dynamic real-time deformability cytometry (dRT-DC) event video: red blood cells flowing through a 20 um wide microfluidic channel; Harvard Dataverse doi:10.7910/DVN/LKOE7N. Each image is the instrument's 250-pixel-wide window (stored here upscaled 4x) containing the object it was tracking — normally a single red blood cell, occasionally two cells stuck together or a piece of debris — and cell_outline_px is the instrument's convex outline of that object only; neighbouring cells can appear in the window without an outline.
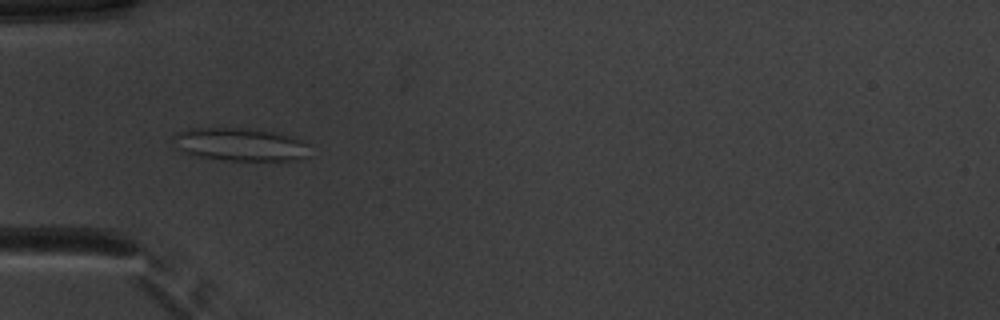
{"species": "common noctule bat (a hibernating species)", "species_latin": "Nyctalus noctula", "temperature_condition": "warm", "stored_images_in_passage": 50, "camera_frame_rate_fps": 3000, "um_per_image_px": 0.085, "animal": {"sex": "male", "body_mass_g": 20.1, "forearm_length_mm": 53.5}, "frame": {"image": 1, "passage_image": 15, "time_ms": 4.667, "image_size_px": [1000, 320], "cell_outline_px": [[308, 156], [296, 160], [224, 160], [200, 156], [184, 152], [172, 140], [172, 136], [176, 132], [188, 128], [248, 128], [272, 132], [292, 136], [308, 144]], "centroid_in_image_um": [20.41, 12.26], "position_along_channel_um": 64.6, "area_um2": 26.07}}
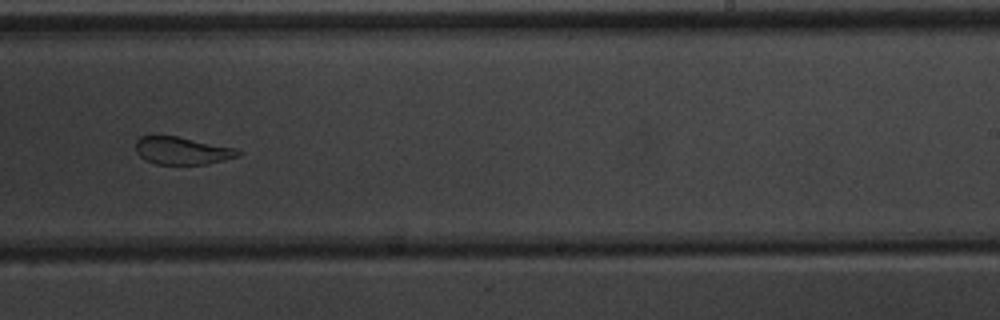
{"frame": {"image": 2, "passage_image": 31, "time_ms": 10.0, "image_size_px": [1000, 320], "cell_outline_px": [[240, 156], [208, 164], [156, 164], [144, 160], [136, 152], [136, 140], [140, 136], [156, 132], [236, 148], [240, 152]], "centroid_in_image_um": [15.4, 12.77], "position_along_channel_um": 273.6, "area_um2": 16.94}}
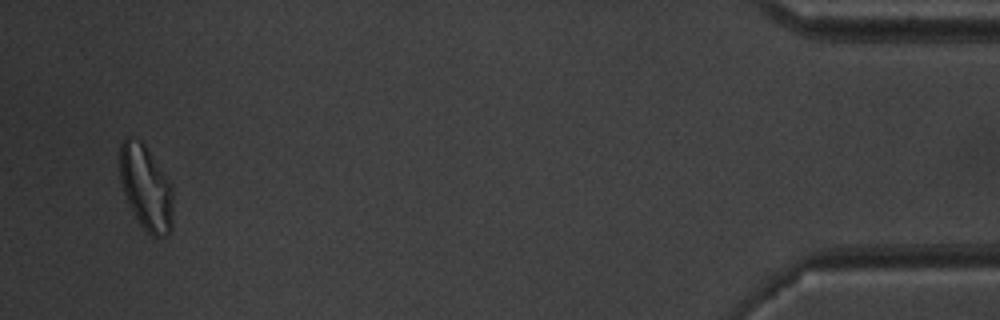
{"frame": {"image": 3, "passage_image": 48, "time_ms": 15.667, "image_size_px": [1000, 320], "cell_outline_px": [[172, 228], [168, 236], [156, 240], [140, 224], [124, 192], [120, 180], [120, 144], [128, 136], [132, 136], [140, 140], [144, 144], [172, 184]], "centroid_in_image_um": [12.43, 15.97], "position_along_channel_um": 422.8, "area_um2": 26.3}, "authors_computed_cell_mechanics": {"area_um2": 23.1489, "velocity_mm_per_s": 3.9513, "shape_relaxation_time_tau1_ms": null, "shape_relaxation_time_tau2_ms": 1.4168, "deformation_change_tau1": null, "deformation_change_tau2": 0.0943}}